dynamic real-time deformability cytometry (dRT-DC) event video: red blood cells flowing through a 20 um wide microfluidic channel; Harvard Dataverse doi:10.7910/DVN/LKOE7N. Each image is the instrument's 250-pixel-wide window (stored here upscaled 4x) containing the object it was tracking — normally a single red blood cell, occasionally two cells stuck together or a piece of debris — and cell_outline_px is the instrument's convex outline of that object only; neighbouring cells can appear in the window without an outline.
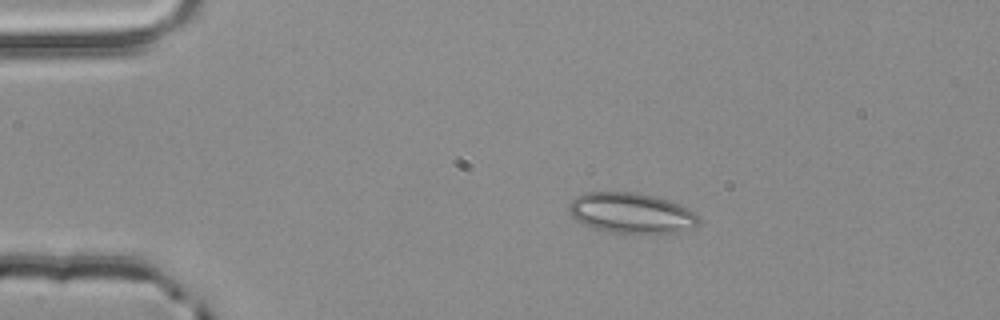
{"species": "common noctule bat (a hibernating species)", "species_latin": "Nyctalus noctula", "temperature_condition": "room temperature", "stored_images_in_passage": 44, "camera_frame_rate_fps": 3000, "um_per_image_px": 0.085, "animal": {"sex": "male", "body_mass_g": 20.4}, "frame": {"image": 1, "passage_image": 1, "time_ms": 0.0, "image_size_px": [1000, 320], "cell_outline_px": [[700, 220], [692, 228], [660, 236], [612, 232], [592, 228], [576, 220], [568, 212], [568, 204], [576, 196], [584, 192], [636, 192], [656, 196], [672, 200], [688, 208]], "centroid_in_image_um": [53.67, 18.13], "position_along_channel_um": 31.3, "area_um2": 31.39}}
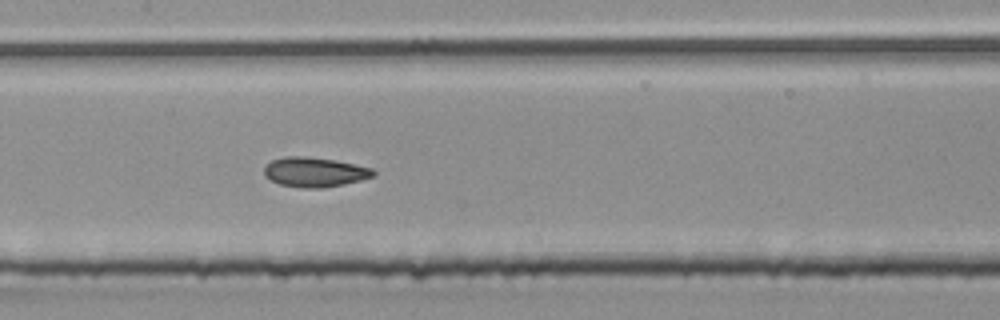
{"frame": {"image": 2, "passage_image": 17, "time_ms": 5.333, "image_size_px": [1000, 320], "cell_outline_px": [[376, 176], [344, 184], [324, 188], [300, 188], [280, 184], [264, 176], [264, 164], [272, 160], [284, 156], [304, 156], [336, 160], [372, 168], [376, 172]], "centroid_in_image_um": [26.74, 14.62], "position_along_channel_um": 180.7, "area_um2": 19.07}}
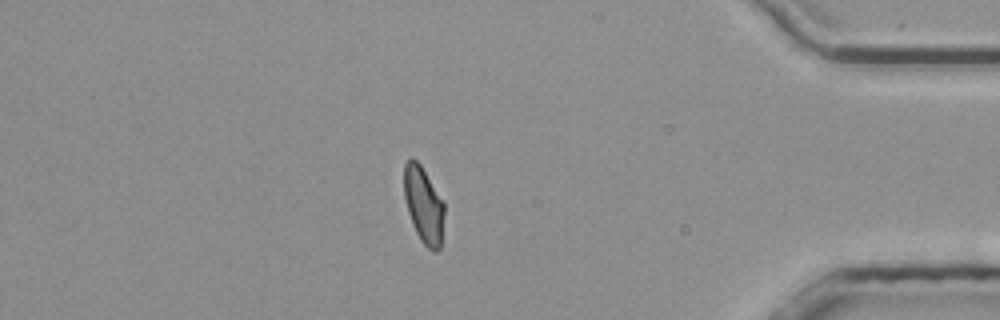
{"frame": {"image": 3, "passage_image": 37, "time_ms": 12.0, "image_size_px": [1000, 320], "cell_outline_px": [[444, 216], [440, 248], [436, 252], [432, 252], [420, 240], [412, 224], [408, 212], [404, 196], [404, 164], [412, 156], [420, 164], [444, 200]], "centroid_in_image_um": [36.01, 17.42], "position_along_channel_um": 399.2, "area_um2": 18.09}, "authors_computed_cell_mechanics": {"area_um2": 18.5538, "velocity_mm_per_s": 3.8533, "shape_relaxation_time_tau1_ms": null, "shape_relaxation_time_tau2_ms": 1.9281, "deformation_change_tau1": null, "deformation_change_tau2": 0.0627}}